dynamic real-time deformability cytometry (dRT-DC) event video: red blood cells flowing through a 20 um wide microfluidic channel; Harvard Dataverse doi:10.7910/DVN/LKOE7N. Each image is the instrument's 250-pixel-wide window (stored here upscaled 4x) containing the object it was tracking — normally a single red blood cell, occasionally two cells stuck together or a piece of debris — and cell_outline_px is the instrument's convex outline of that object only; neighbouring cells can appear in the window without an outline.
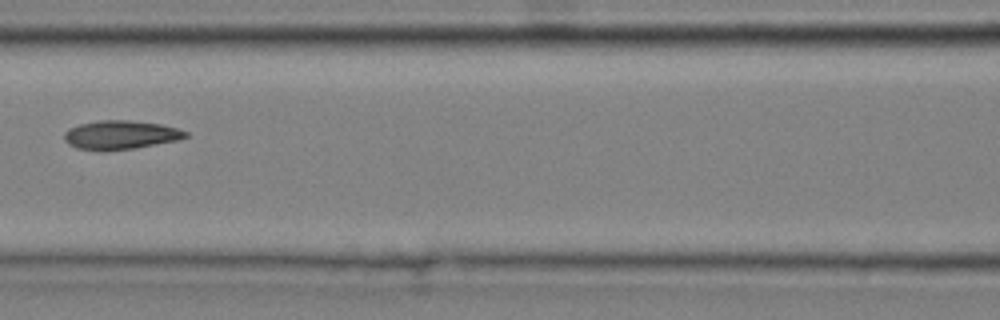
{"species": "common noctule bat (a hibernating species)", "species_latin": "Nyctalus noctula", "temperature_condition": "cold", "stored_images_in_passage": 9, "camera_frame_rate_fps": 3000, "um_per_image_px": 0.085, "animal": {"sex": "male", "body_mass_g": 20.4}, "frame": {"image": 1, "passage_image": 9, "time_ms": 2.667, "image_size_px": [1000, 320], "cell_outline_px": [[188, 136], [176, 140], [132, 148], [100, 152], [76, 148], [68, 144], [64, 140], [64, 132], [68, 128], [80, 124], [100, 120], [128, 120], [160, 124], [176, 128], [188, 132]], "centroid_in_image_um": [10.17, 11.47], "position_along_channel_um": 156.4, "area_um2": 20.35}}